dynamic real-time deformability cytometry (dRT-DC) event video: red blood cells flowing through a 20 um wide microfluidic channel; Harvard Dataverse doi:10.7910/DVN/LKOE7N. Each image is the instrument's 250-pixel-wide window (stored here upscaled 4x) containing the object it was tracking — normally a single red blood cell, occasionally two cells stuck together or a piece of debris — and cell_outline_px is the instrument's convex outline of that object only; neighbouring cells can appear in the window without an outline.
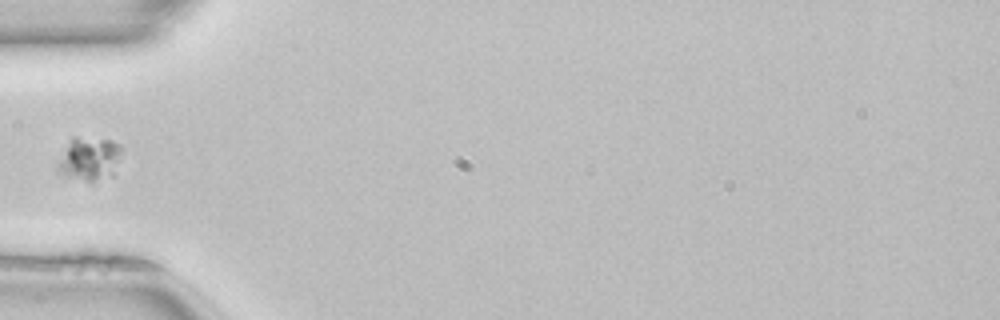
{"species": "common noctule bat (a hibernating species)", "species_latin": "Nyctalus noctula", "temperature_condition": "room temperature", "stored_images_in_passage": 35, "camera_frame_rate_fps": 3000, "um_per_image_px": 0.085, "animal": {"sex": "female", "body_mass_g": 22.7, "forearm_length_mm": 54.2}, "frame": {"image": 1, "passage_image": 1, "time_ms": 0.0, "image_size_px": [1000, 320], "cell_outline_px": [[120, 152], [116, 176], [92, 180], [84, 180], [68, 176], [60, 172], [56, 168], [56, 164], [72, 136], [76, 136], [112, 140], [120, 144]], "centroid_in_image_um": [7.62, 13.48], "position_along_channel_um": 77.4, "area_um2": 16.18}}
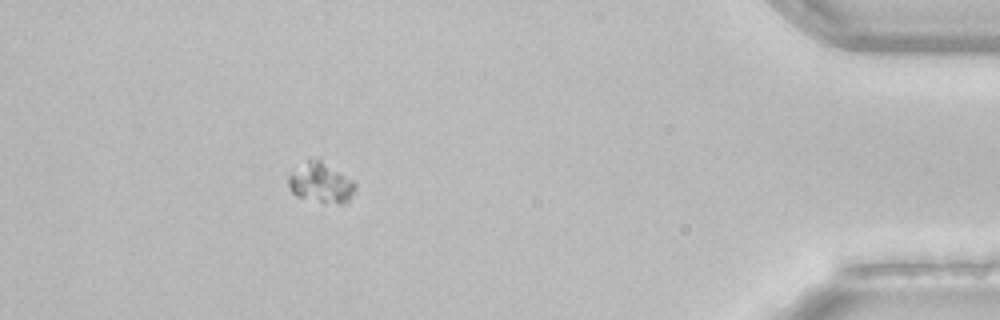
{"frame": {"image": 2, "passage_image": 30, "time_ms": 9.667, "image_size_px": [1000, 320], "cell_outline_px": [[356, 188], [352, 196], [344, 204], [336, 204], [296, 196], [292, 192], [288, 184], [288, 172], [292, 168], [308, 156], [320, 160], [352, 180], [356, 184]], "centroid_in_image_um": [27.21, 15.49], "position_along_channel_um": 408.0, "area_um2": 15.84}}